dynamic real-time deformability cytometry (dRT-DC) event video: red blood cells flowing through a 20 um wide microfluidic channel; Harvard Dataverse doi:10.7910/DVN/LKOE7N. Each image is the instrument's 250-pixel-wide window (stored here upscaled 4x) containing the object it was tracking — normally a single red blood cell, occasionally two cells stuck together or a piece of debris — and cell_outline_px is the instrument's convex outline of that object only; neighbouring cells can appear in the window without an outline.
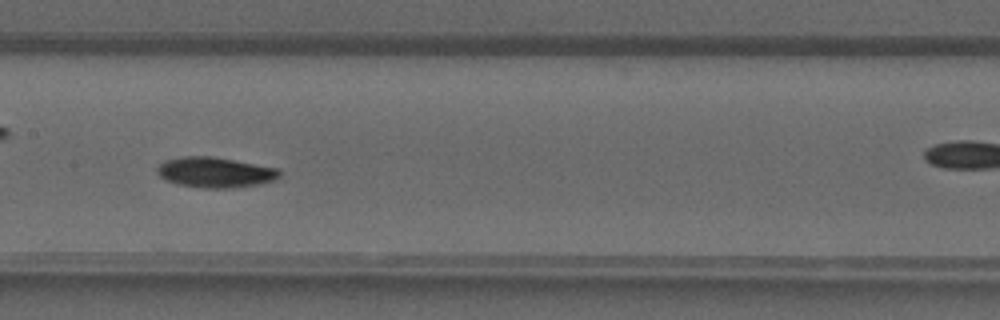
{"species": "common noctule bat (a hibernating species)", "species_latin": "Nyctalus noctula", "temperature_condition": "warm", "stored_images_in_passage": 33, "camera_frame_rate_fps": 3000, "um_per_image_px": 0.085, "animal": {"sex": "male", "forearm_length_mm": 52.5}, "frame": {"image": 1, "passage_image": 15, "time_ms": 4.667, "image_size_px": [1000, 320], "cell_outline_px": [[284, 172], [276, 180], [256, 184], [232, 188], [204, 188], [176, 184], [164, 180], [156, 172], [156, 168], [164, 160], [180, 156], [212, 156], [280, 168]], "centroid_in_image_um": [18.29, 14.64], "position_along_channel_um": 189.1, "area_um2": 22.02}}